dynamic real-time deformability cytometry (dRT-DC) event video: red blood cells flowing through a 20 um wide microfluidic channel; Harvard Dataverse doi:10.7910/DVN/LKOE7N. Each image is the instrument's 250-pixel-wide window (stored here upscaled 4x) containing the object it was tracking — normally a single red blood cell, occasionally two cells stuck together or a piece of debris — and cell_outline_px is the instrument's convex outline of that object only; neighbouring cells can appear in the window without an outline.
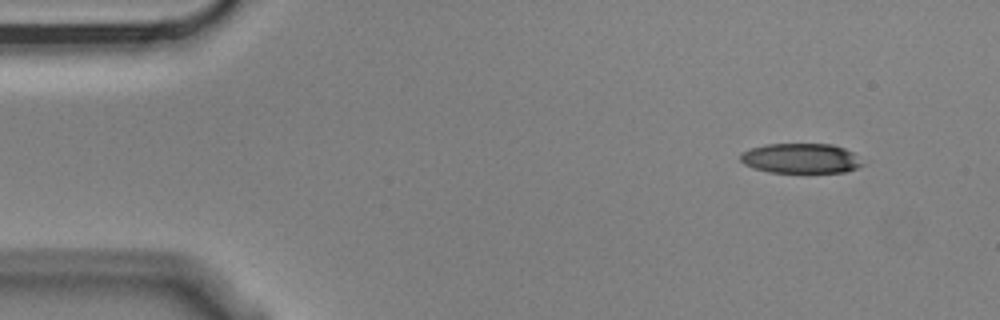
{"species": "Egyptian fruit bat (a non-hibernating species)", "species_latin": "Rousettus aegyptiacus", "temperature_condition": "cold", "stored_images_in_passage": 5, "segment_of_instrument_passage": [1, 2], "camera_frame_rate_fps": 3000, "um_per_image_px": 0.085, "animal": {"sex": "male"}, "frame": {"image": 1, "passage_image": 1, "time_ms": 0.0, "image_size_px": [1000, 320], "cell_outline_px": [[864, 164], [856, 168], [844, 172], [768, 172], [752, 168], [744, 164], [740, 160], [740, 152], [752, 148], [768, 144], [832, 144], [844, 148], [852, 152]], "centroid_in_image_um": [68.03, 13.46], "position_along_channel_um": 17.0, "area_um2": 21.21}}